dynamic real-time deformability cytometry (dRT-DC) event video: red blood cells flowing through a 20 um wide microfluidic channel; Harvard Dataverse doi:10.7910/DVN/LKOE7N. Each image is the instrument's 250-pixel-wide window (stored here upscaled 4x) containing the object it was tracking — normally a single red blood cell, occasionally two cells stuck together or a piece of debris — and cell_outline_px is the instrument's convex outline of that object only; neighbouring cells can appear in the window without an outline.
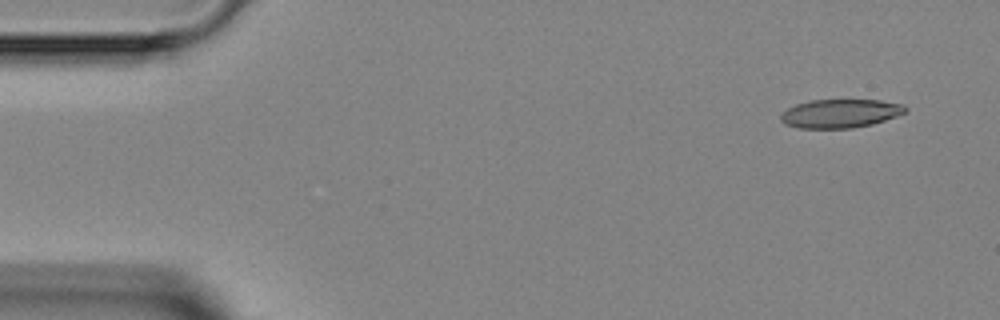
{"species": "Egyptian fruit bat (a non-hibernating species)", "species_latin": "Rousettus aegyptiacus", "temperature_condition": "room temperature", "stored_images_in_passage": 4, "camera_frame_rate_fps": 3000, "um_per_image_px": 0.085, "animal": {"sex": "female"}, "frame": {"image": 1, "passage_image": 1, "time_ms": 0.0, "image_size_px": [1000, 320], "cell_outline_px": [[908, 112], [872, 124], [852, 128], [800, 128], [784, 124], [780, 120], [780, 116], [788, 108], [796, 104], [812, 100], [880, 100], [904, 104], [908, 108]], "centroid_in_image_um": [71.45, 9.64], "position_along_channel_um": 13.5, "area_um2": 20.81}}